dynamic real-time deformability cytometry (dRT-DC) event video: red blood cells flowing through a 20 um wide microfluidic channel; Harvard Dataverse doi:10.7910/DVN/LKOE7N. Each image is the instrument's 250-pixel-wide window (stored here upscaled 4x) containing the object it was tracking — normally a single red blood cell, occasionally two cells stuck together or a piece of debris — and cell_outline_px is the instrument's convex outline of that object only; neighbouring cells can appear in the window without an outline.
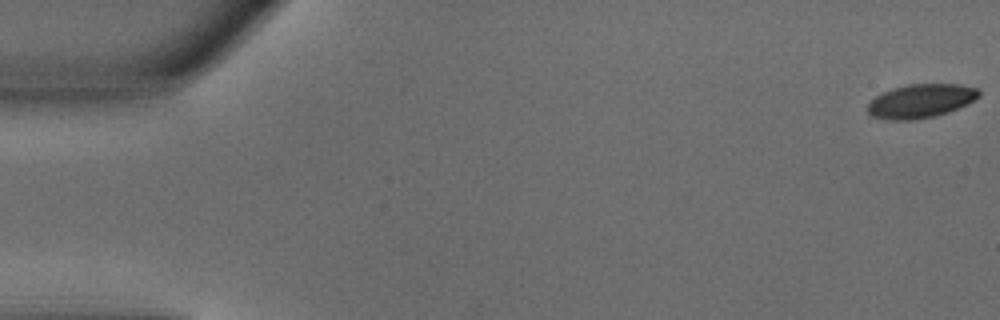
{"species": "common noctule bat (a hibernating species)", "species_latin": "Nyctalus noctula", "temperature_condition": "warm", "stored_images_in_passage": 51, "camera_frame_rate_fps": 3000, "um_per_image_px": 0.085, "animal": {"sex": "male", "body_mass_g": 18.8}, "frame": {"image": 1, "passage_image": 1, "time_ms": 0.0, "image_size_px": [1000, 320], "cell_outline_px": [[980, 96], [948, 112], [936, 116], [916, 120], [884, 120], [872, 116], [868, 112], [868, 104], [876, 96], [892, 88], [908, 84], [960, 84], [980, 88]], "centroid_in_image_um": [78.26, 8.58], "position_along_channel_um": 6.7, "area_um2": 21.91}}
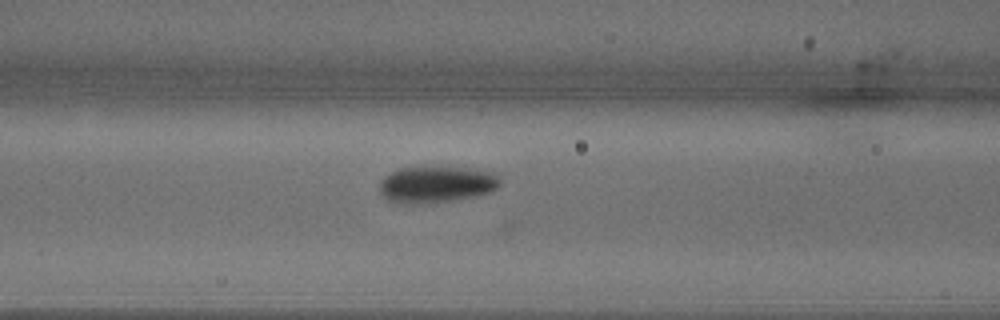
{"frame": {"image": 2, "passage_image": 21, "time_ms": 6.667, "image_size_px": [1000, 320], "cell_outline_px": [[500, 184], [496, 188], [488, 192], [476, 196], [452, 200], [420, 204], [396, 204], [388, 200], [380, 192], [380, 180], [384, 176], [400, 168], [432, 164], [500, 172]], "centroid_in_image_um": [37.1, 15.63], "position_along_channel_um": 129.5, "area_um2": 26.65}}
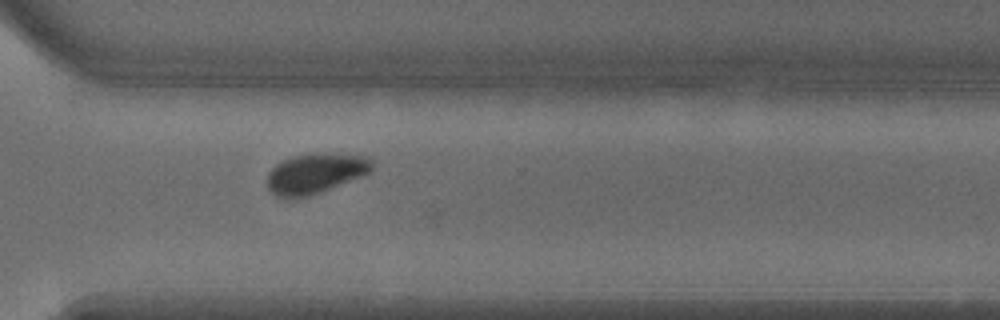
{"frame": {"image": 3, "passage_image": 37, "time_ms": 12.0, "image_size_px": [1000, 320], "cell_outline_px": [[372, 172], [320, 192], [296, 200], [276, 196], [268, 188], [268, 172], [276, 164], [292, 156], [316, 152], [324, 152], [360, 156], [372, 160]], "centroid_in_image_um": [26.78, 14.75], "position_along_channel_um": 343.8, "area_um2": 24.62}}